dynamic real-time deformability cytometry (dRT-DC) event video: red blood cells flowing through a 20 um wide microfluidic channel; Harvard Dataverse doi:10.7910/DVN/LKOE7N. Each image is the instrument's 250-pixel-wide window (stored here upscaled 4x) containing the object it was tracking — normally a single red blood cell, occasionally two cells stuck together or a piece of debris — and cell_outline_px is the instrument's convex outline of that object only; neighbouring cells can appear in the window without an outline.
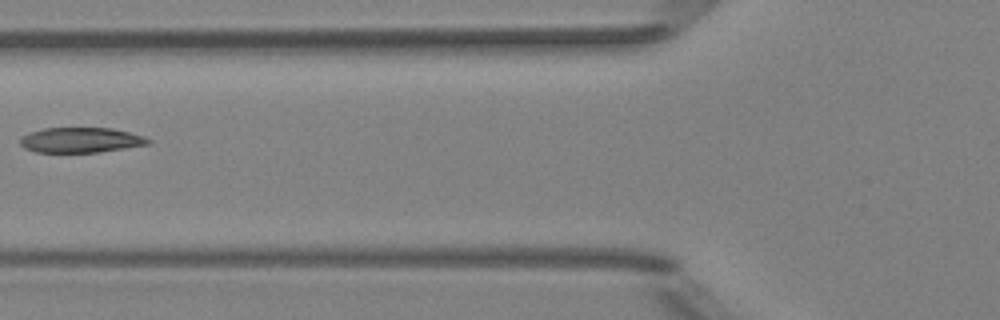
{"species": "Egyptian fruit bat (a non-hibernating species)", "species_latin": "Rousettus aegyptiacus", "temperature_condition": "room temperature", "stored_images_in_passage": 6, "camera_frame_rate_fps": 3000, "um_per_image_px": 0.085, "animal": {"sex": "female"}, "frame": {"image": 1, "passage_image": 6, "time_ms": 6.667, "image_size_px": [1000, 320], "cell_outline_px": [[152, 140], [148, 144], [124, 148], [96, 152], [36, 152], [24, 148], [20, 144], [20, 136], [28, 132], [44, 128], [112, 128], [144, 136]], "centroid_in_image_um": [6.82, 11.9], "position_along_channel_um": 119.0, "area_um2": 18.73}}